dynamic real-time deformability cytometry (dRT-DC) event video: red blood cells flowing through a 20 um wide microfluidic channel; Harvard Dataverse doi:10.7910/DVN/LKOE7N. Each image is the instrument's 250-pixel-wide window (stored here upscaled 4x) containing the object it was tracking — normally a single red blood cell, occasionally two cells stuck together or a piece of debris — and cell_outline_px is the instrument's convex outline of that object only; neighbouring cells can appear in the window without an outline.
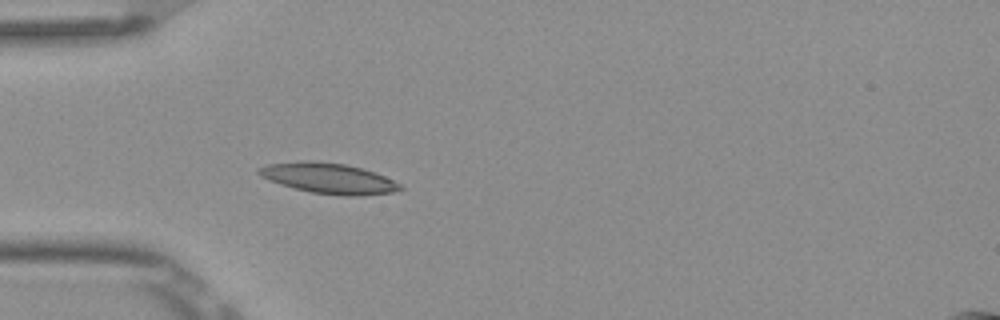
{"species": "Egyptian fruit bat (a non-hibernating species)", "species_latin": "Rousettus aegyptiacus", "temperature_condition": "room temperature", "stored_images_in_passage": 4, "camera_frame_rate_fps": 3000, "um_per_image_px": 0.085, "frame": {"image": 1, "passage_image": 4, "time_ms": 1.0, "image_size_px": [1000, 320], "cell_outline_px": [[404, 188], [392, 192], [360, 196], [344, 196], [312, 192], [280, 184], [260, 176], [256, 172], [256, 168], [268, 164], [300, 160], [312, 160], [344, 164], [360, 168], [384, 176], [400, 184]], "centroid_in_image_um": [27.88, 15.14], "position_along_channel_um": 57.1, "area_um2": 24.97}}